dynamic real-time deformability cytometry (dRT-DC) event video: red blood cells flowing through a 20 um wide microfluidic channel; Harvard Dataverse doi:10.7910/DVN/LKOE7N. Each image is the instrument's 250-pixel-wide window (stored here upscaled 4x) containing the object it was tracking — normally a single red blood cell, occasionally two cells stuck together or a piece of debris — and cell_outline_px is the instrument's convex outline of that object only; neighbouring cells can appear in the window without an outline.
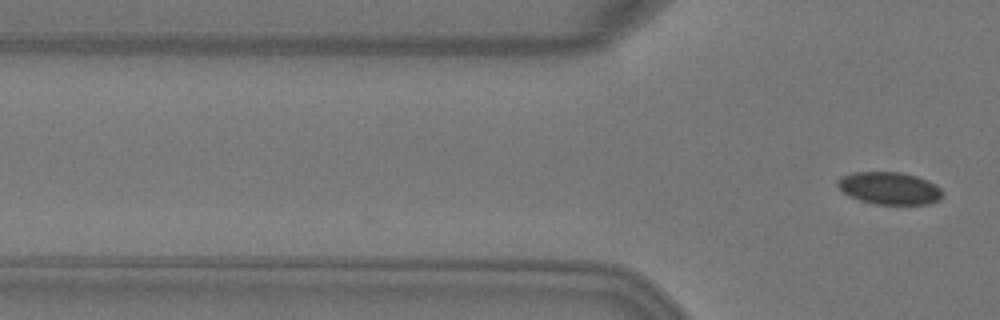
{"species": "Egyptian fruit bat (a non-hibernating species)", "species_latin": "Rousettus aegyptiacus", "temperature_condition": "warm", "stored_images_in_passage": 5, "camera_frame_rate_fps": 3000, "um_per_image_px": 0.085, "animal": {"sex": "female"}, "frame": {"image": 1, "passage_image": 5, "time_ms": 1.333, "image_size_px": [1000, 320], "cell_outline_px": [[944, 192], [940, 200], [928, 204], [876, 204], [860, 200], [848, 196], [836, 184], [836, 180], [840, 176], [852, 172], [900, 172], [916, 176], [928, 180], [936, 184]], "centroid_in_image_um": [75.6, 15.99], "position_along_channel_um": 50.2, "area_um2": 20.0}}